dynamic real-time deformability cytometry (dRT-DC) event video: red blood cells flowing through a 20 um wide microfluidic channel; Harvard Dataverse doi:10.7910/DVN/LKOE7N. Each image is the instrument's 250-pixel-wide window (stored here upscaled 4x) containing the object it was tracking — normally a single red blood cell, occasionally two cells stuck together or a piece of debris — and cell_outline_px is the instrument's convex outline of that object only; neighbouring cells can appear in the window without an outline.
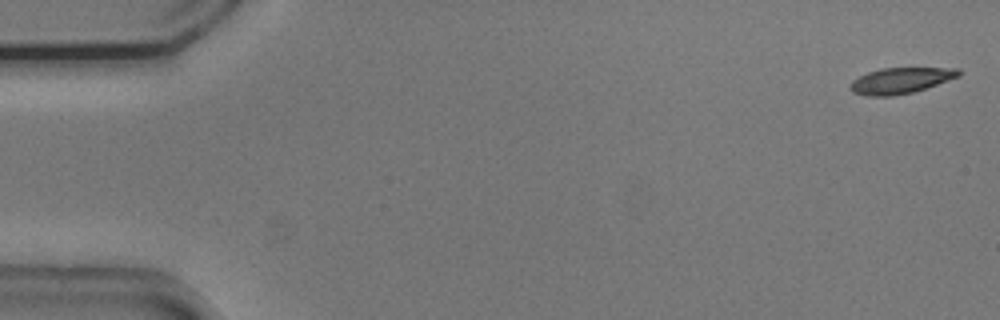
{"species": "common noctule bat (a hibernating species)", "species_latin": "Nyctalus noctula", "temperature_condition": "cold", "stored_images_in_passage": 11, "camera_frame_rate_fps": 3000, "um_per_image_px": 0.085, "animal": {"sex": "male", "body_mass_g": 20.5, "forearm_length_mm": 52.5}, "frame": {"image": 1, "passage_image": 1, "time_ms": 0.0, "image_size_px": [1000, 320], "cell_outline_px": [[960, 76], [912, 92], [892, 96], [868, 96], [852, 92], [848, 88], [852, 80], [868, 72], [880, 68], [960, 68]], "centroid_in_image_um": [76.51, 6.84], "position_along_channel_um": 8.5, "area_um2": 16.24}}